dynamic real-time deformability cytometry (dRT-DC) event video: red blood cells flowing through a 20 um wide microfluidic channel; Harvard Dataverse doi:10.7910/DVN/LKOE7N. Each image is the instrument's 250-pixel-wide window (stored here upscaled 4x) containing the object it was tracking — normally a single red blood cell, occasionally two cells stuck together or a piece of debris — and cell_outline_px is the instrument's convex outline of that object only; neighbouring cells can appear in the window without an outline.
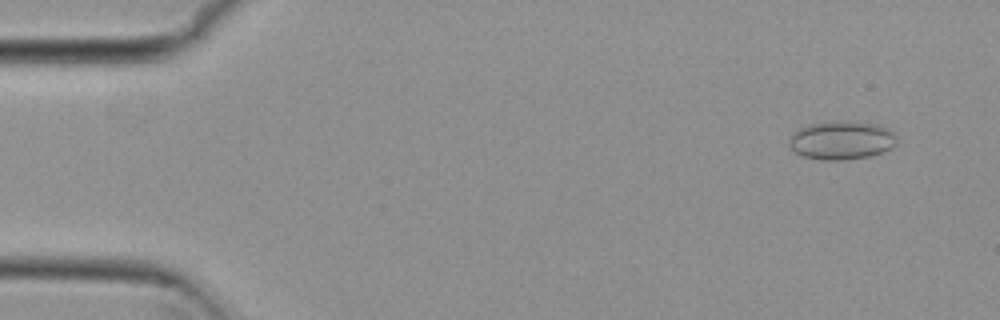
{"species": "common noctule bat (a hibernating species)", "species_latin": "Nyctalus noctula", "temperature_condition": "cold", "stored_images_in_passage": 54, "camera_frame_rate_fps": 3000, "um_per_image_px": 0.085, "animal": {"sex": "female", "body_mass_g": 29.2, "forearm_length_mm": 56.3}, "frame": {"image": 1, "passage_image": 4, "time_ms": 1.0, "image_size_px": [1000, 320], "cell_outline_px": [[896, 144], [892, 148], [884, 152], [868, 156], [844, 160], [820, 160], [804, 156], [796, 152], [788, 144], [792, 136], [800, 128], [808, 124], [836, 120], [876, 124], [888, 128], [896, 136]], "centroid_in_image_um": [71.56, 11.92], "position_along_channel_um": 13.4, "area_um2": 24.1}}
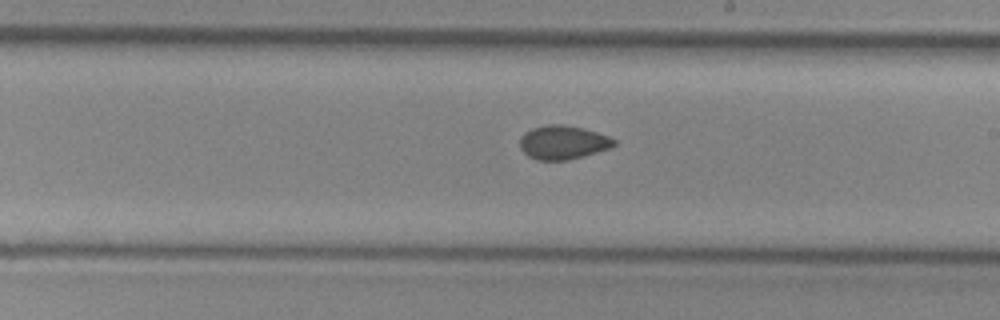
{"frame": {"image": 2, "passage_image": 31, "time_ms": 10.0, "image_size_px": [1000, 320], "cell_outline_px": [[616, 144], [612, 148], [584, 156], [568, 160], [536, 160], [528, 156], [520, 148], [520, 140], [524, 132], [532, 128], [548, 124], [564, 124], [584, 128], [608, 136], [616, 140]], "centroid_in_image_um": [47.87, 12.1], "position_along_channel_um": 241.1, "area_um2": 18.73}}
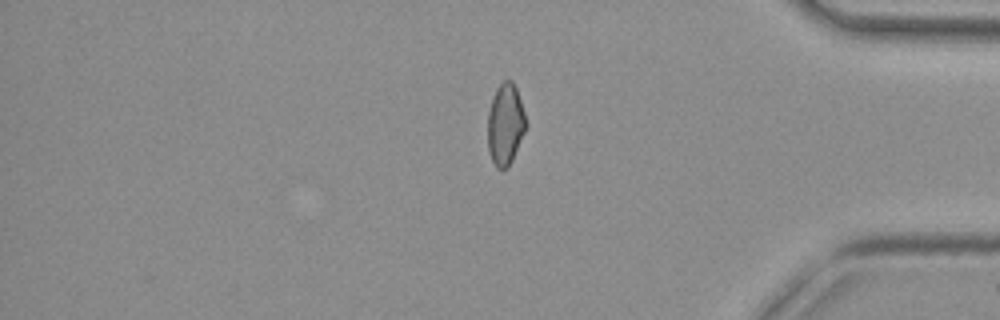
{"frame": {"image": 3, "passage_image": 45, "time_ms": 14.667, "image_size_px": [1000, 320], "cell_outline_px": [[524, 132], [512, 160], [508, 168], [496, 168], [492, 160], [488, 148], [488, 112], [496, 88], [504, 80], [512, 80], [516, 88], [524, 112]], "centroid_in_image_um": [42.93, 10.57], "position_along_channel_um": 392.3, "area_um2": 17.69}, "authors_computed_cell_mechanics": {"area_um2": 18.9006, "velocity_mm_per_s": 3.8096, "shape_relaxation_time_tau1_ms": null, "shape_relaxation_time_tau2_ms": 2.4839, "deformation_change_tau1": null, "deformation_change_tau2": 0.0626}}